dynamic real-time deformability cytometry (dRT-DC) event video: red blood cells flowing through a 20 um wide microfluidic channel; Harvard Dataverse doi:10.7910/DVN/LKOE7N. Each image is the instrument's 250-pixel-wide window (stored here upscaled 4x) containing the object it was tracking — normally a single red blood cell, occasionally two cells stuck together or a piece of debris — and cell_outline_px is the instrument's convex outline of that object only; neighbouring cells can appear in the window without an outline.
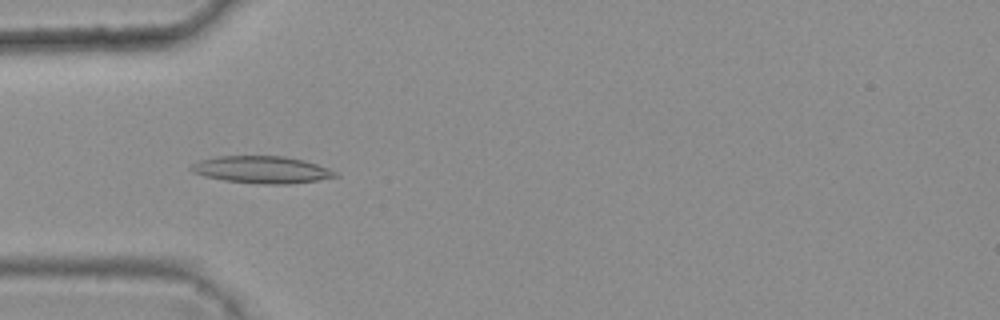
{"species": "common noctule bat (a hibernating species)", "species_latin": "Nyctalus noctula", "temperature_condition": "warm", "stored_images_in_passage": 45, "camera_frame_rate_fps": 3000, "um_per_image_px": 0.085, "animal": {"sex": "female", "body_mass_g": 25.1}, "frame": {"image": 1, "passage_image": 16, "time_ms": 5.0, "image_size_px": [1000, 320], "cell_outline_px": [[340, 176], [320, 180], [288, 184], [264, 184], [224, 180], [204, 176], [192, 172], [188, 168], [192, 164], [200, 160], [216, 156], [284, 156], [304, 160], [328, 168], [336, 172]], "centroid_in_image_um": [22.25, 14.42], "position_along_channel_um": 62.8, "area_um2": 22.83}}
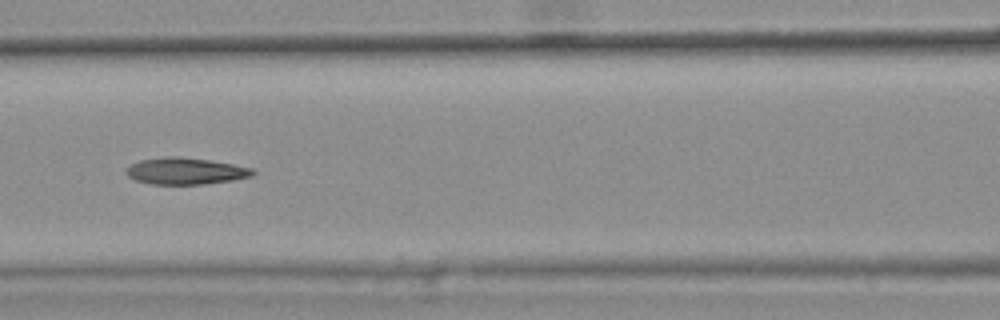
{"frame": {"image": 2, "passage_image": 23, "time_ms": 7.333, "image_size_px": [1000, 320], "cell_outline_px": [[256, 172], [252, 176], [232, 180], [204, 184], [152, 184], [136, 180], [128, 176], [124, 172], [132, 164], [140, 160], [168, 156], [176, 156], [208, 160], [232, 164], [252, 168]], "centroid_in_image_um": [15.77, 14.54], "position_along_channel_um": 150.8, "area_um2": 19.48}}
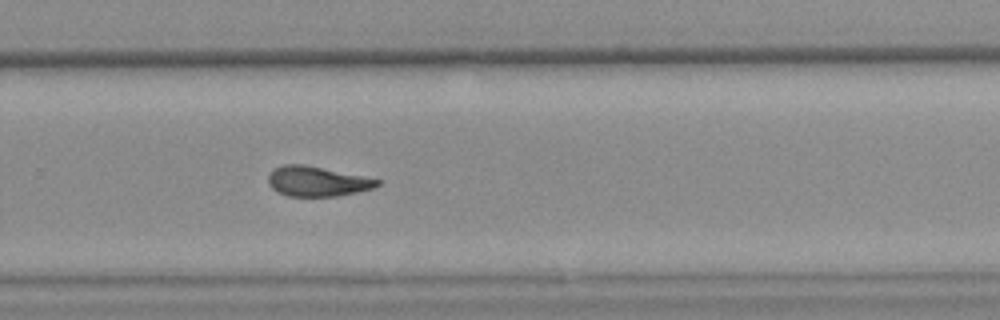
{"frame": {"image": 3, "passage_image": 35, "time_ms": 11.333, "image_size_px": [1000, 320], "cell_outline_px": [[380, 184], [372, 188], [356, 192], [336, 196], [288, 196], [276, 192], [268, 184], [268, 176], [272, 168], [284, 164], [304, 164], [380, 180]], "centroid_in_image_um": [26.88, 15.41], "position_along_channel_um": 302.9, "area_um2": 18.9}, "authors_computed_cell_mechanics": {"area_um2": 19.7676, "velocity_mm_per_s": 3.8126, "shape_relaxation_time_tau1_ms": null, "shape_relaxation_time_tau2_ms": 4.4896, "deformation_change_tau1": null, "deformation_change_tau2": 0.1402}}